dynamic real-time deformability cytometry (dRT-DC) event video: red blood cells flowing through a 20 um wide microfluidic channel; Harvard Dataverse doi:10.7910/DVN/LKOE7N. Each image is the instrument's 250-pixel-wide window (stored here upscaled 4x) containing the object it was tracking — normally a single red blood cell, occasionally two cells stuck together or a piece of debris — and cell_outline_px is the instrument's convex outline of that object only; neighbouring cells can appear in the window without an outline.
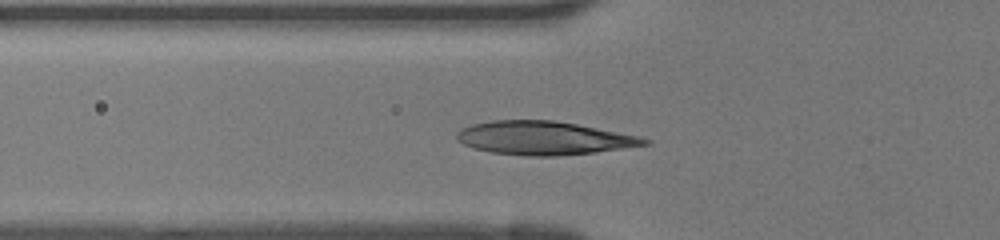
{"species": "human", "species_latin": "Homo sapiens", "temperature_condition": "room temperature", "stored_images_in_passage": 40, "camera_frame_rate_fps": 3000, "um_per_image_px": 0.085, "donor": {"sex": "female"}, "frame": {"image": 1, "passage_image": 10, "time_ms": 3.0, "image_size_px": [1000, 240], "cell_outline_px": [[652, 140], [648, 144], [596, 152], [556, 156], [528, 156], [492, 152], [476, 148], [464, 144], [456, 140], [456, 132], [460, 128], [472, 124], [492, 120], [556, 120], [640, 136]], "centroid_in_image_um": [46.21, 11.72], "position_along_channel_um": 79.6, "area_um2": 36.59}}
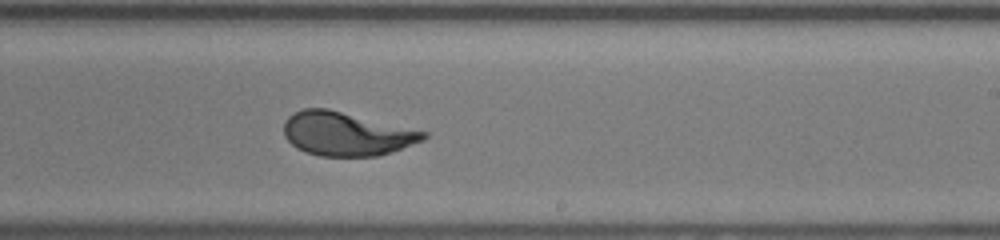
{"frame": {"image": 2, "passage_image": 22, "time_ms": 7.0, "image_size_px": [1000, 240], "cell_outline_px": [[428, 136], [424, 140], [376, 156], [320, 156], [304, 152], [296, 148], [284, 136], [284, 120], [292, 112], [304, 108], [328, 108], [428, 132]], "centroid_in_image_um": [29.39, 11.36], "position_along_channel_um": 259.6, "area_um2": 35.55}}
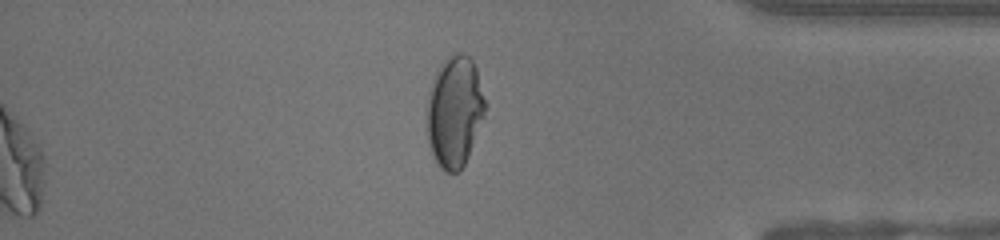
{"frame": {"image": 3, "passage_image": 40, "time_ms": 13.0, "image_size_px": [1000, 240], "cell_outline_px": [[488, 104], [484, 116], [468, 156], [460, 172], [444, 172], [440, 168], [428, 144], [428, 92], [432, 80], [440, 64], [452, 52], [464, 52], [472, 60], [476, 68]], "centroid_in_image_um": [38.66, 9.44], "position_along_channel_um": 396.5, "area_um2": 37.97}}